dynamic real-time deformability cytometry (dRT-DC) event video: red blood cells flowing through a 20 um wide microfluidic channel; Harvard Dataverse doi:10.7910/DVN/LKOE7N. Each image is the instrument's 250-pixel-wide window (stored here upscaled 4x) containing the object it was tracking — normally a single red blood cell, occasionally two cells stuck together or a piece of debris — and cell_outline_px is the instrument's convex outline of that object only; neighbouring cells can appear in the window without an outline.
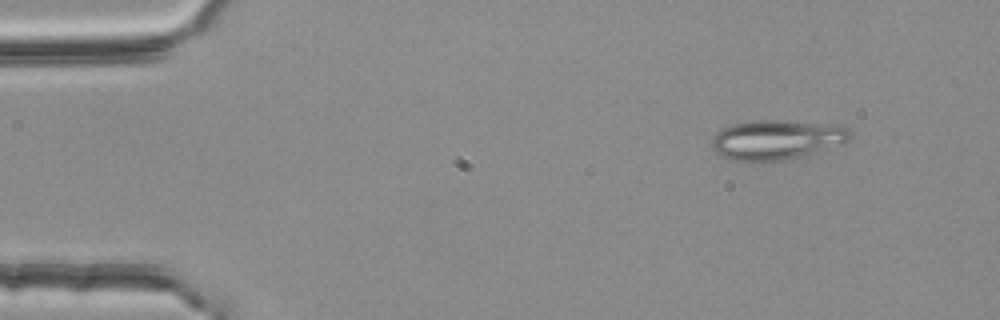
{"species": "common noctule bat (a hibernating species)", "species_latin": "Nyctalus noctula", "temperature_condition": "room temperature", "stored_images_in_passage": 3, "camera_frame_rate_fps": 3000, "um_per_image_px": 0.085, "animal": {"sex": "female", "body_mass_g": 25.1}, "frame": {"image": 1, "passage_image": 1, "time_ms": 0.0, "image_size_px": [1000, 320], "cell_outline_px": [[852, 136], [844, 144], [816, 152], [800, 156], [780, 160], [728, 160], [716, 152], [712, 148], [712, 136], [720, 128], [732, 124], [756, 120], [784, 120], [848, 128], [852, 132]], "centroid_in_image_um": [65.96, 11.87], "position_along_channel_um": 19.0, "area_um2": 31.56}}